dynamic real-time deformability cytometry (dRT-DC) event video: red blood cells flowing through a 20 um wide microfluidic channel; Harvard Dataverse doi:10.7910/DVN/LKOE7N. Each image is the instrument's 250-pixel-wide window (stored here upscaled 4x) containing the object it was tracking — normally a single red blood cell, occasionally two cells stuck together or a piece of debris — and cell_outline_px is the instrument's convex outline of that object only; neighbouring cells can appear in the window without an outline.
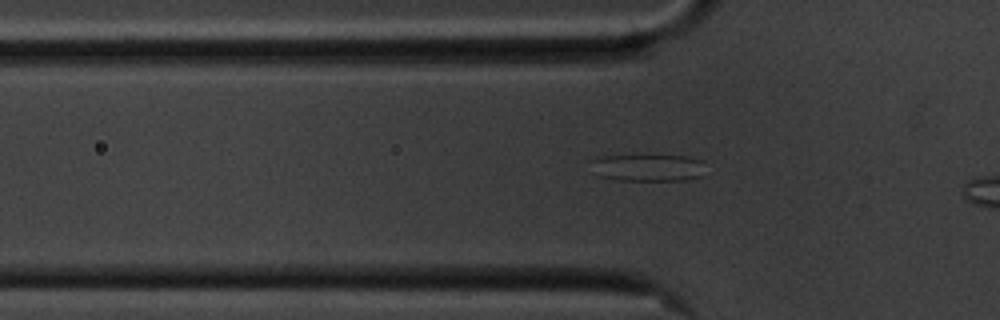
{"species": "common noctule bat (a hibernating species)", "species_latin": "Nyctalus noctula", "temperature_condition": "cold", "stored_images_in_passage": 9, "segment_of_instrument_passage": [1, 2], "camera_frame_rate_fps": 3000, "um_per_image_px": 0.085, "animal": {"sex": "male", "body_mass_g": 20.1, "forearm_length_mm": 53.5}, "frame": {"image": 1, "passage_image": 7, "time_ms": 2.0, "image_size_px": [1000, 320], "cell_outline_px": [[704, 176], [688, 180], [616, 180], [600, 176], [588, 160], [596, 156], [688, 156], [704, 160]], "centroid_in_image_um": [55.13, 14.25], "position_along_channel_um": 70.7, "area_um2": 18.26}}